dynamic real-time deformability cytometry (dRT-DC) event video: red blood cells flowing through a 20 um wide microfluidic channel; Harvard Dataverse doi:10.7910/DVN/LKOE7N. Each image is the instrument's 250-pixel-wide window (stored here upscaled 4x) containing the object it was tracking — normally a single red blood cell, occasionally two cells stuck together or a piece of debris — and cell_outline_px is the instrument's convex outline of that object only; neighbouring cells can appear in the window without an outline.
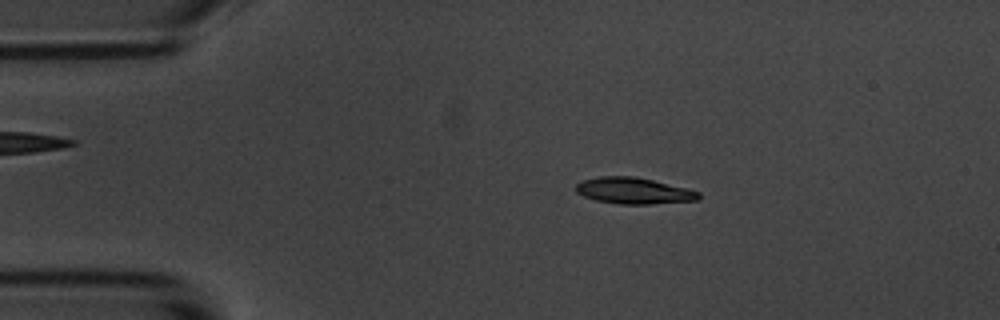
{"species": "common noctule bat (a hibernating species)", "species_latin": "Nyctalus noctula", "temperature_condition": "room temperature", "stored_images_in_passage": 55, "camera_frame_rate_fps": 3000, "um_per_image_px": 0.085, "animal": {"sex": "male", "body_mass_g": 20.1, "forearm_length_mm": 53.5}, "frame": {"image": 1, "passage_image": 10, "time_ms": 3.0, "image_size_px": [1000, 320], "cell_outline_px": [[700, 200], [652, 204], [616, 204], [596, 200], [584, 196], [576, 192], [576, 184], [580, 180], [600, 176], [636, 176], [688, 188], [700, 192]], "centroid_in_image_um": [53.88, 16.21], "position_along_channel_um": 31.1, "area_um2": 19.07}}
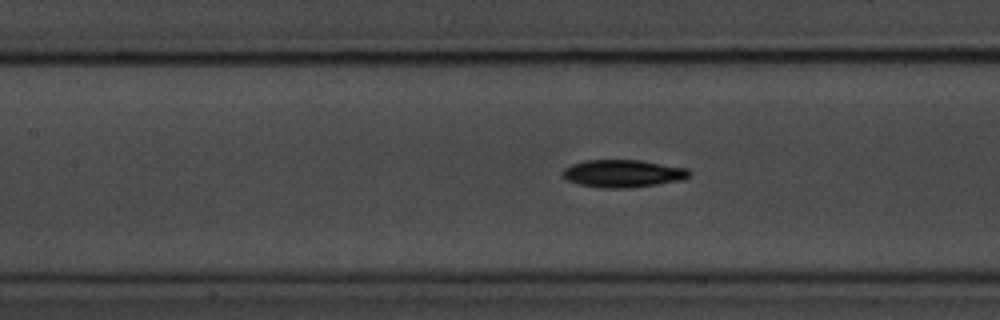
{"frame": {"image": 2, "passage_image": 24, "time_ms": 7.667, "image_size_px": [1000, 320], "cell_outline_px": [[692, 176], [684, 180], [628, 188], [604, 188], [580, 184], [564, 180], [564, 168], [572, 164], [584, 160], [640, 160], [688, 168], [692, 172]], "centroid_in_image_um": [53.0, 14.74], "position_along_channel_um": 154.4, "area_um2": 20.46}}
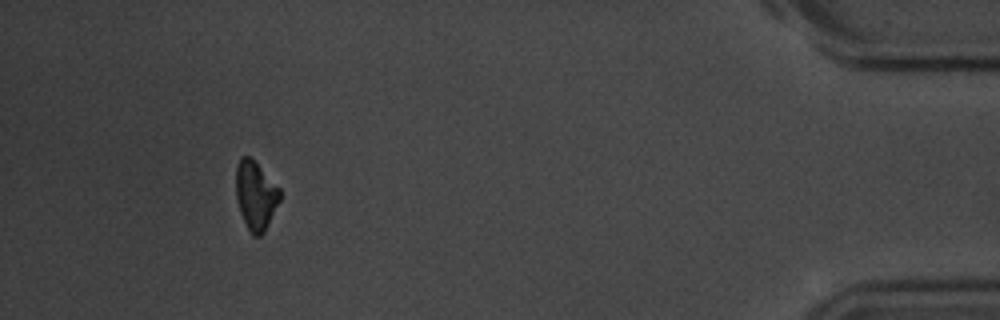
{"frame": {"image": 3, "passage_image": 51, "time_ms": 16.667, "image_size_px": [1000, 320], "cell_outline_px": [[280, 200], [264, 232], [260, 236], [252, 236], [240, 212], [236, 196], [236, 164], [240, 156], [248, 156], [280, 188]], "centroid_in_image_um": [21.71, 16.62], "position_along_channel_um": 413.5, "area_um2": 17.28}, "authors_computed_cell_mechanics": {"area_um2": 18.9584, "velocity_mm_per_s": 3.5976, "shape_relaxation_time_tau1_ms": 2.6086, "shape_relaxation_time_tau2_ms": 10.444, "deformation_change_tau1": 0.1174, "deformation_change_tau2": 0.1616}}